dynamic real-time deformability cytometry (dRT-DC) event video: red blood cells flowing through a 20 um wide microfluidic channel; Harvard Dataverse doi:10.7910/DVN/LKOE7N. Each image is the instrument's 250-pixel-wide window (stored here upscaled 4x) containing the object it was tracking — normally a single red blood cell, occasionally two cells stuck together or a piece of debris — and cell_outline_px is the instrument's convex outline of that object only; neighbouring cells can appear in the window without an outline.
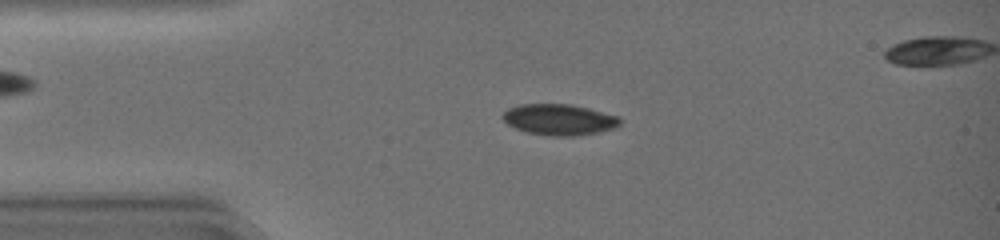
{"species": "common noctule bat (a hibernating species)", "species_latin": "Nyctalus noctula", "temperature_condition": "warm", "stored_images_in_passage": 38, "segment_of_instrument_passage": [1, 2], "camera_frame_rate_fps": 3000, "um_per_image_px": 0.085, "animal": {"sex": "female", "body_mass_g": 19.0, "forearm_length_mm": 51.5}, "frame": {"image": 1, "passage_image": 4, "time_ms": 1.0, "image_size_px": [1000, 240], "cell_outline_px": [[620, 124], [612, 128], [596, 132], [572, 136], [548, 136], [528, 132], [516, 128], [508, 124], [500, 116], [508, 108], [520, 104], [568, 104], [588, 108], [616, 116], [620, 120]], "centroid_in_image_um": [47.47, 10.16], "position_along_channel_um": 37.5, "area_um2": 20.87}}
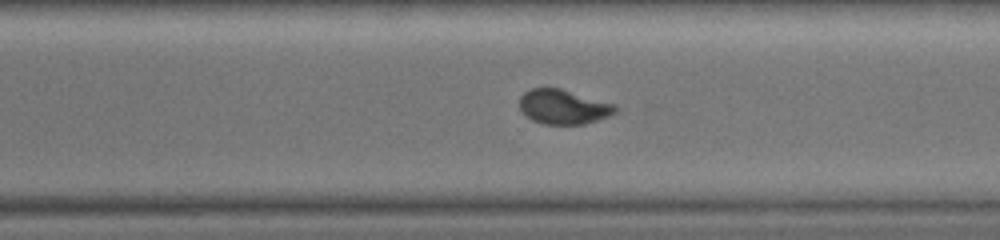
{"frame": {"image": 2, "passage_image": 25, "time_ms": 8.0, "image_size_px": [1000, 240], "cell_outline_px": [[616, 112], [608, 116], [584, 124], [544, 124], [532, 120], [520, 108], [520, 96], [524, 92], [532, 88], [560, 88], [616, 104]], "centroid_in_image_um": [47.89, 9.07], "position_along_channel_um": 322.7, "area_um2": 19.13}}
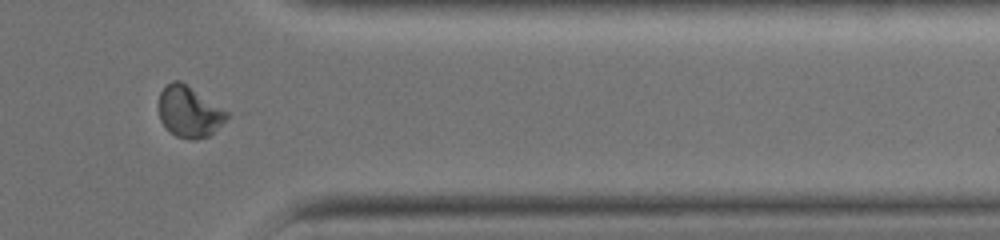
{"frame": {"image": 3, "passage_image": 30, "time_ms": 9.667, "image_size_px": [1000, 240], "cell_outline_px": [[228, 116], [208, 136], [196, 140], [192, 140], [176, 136], [168, 132], [160, 120], [160, 92], [172, 80], [180, 80], [228, 112]], "centroid_in_image_um": [16.04, 9.51], "position_along_channel_um": 395.4, "area_um2": 19.83}}